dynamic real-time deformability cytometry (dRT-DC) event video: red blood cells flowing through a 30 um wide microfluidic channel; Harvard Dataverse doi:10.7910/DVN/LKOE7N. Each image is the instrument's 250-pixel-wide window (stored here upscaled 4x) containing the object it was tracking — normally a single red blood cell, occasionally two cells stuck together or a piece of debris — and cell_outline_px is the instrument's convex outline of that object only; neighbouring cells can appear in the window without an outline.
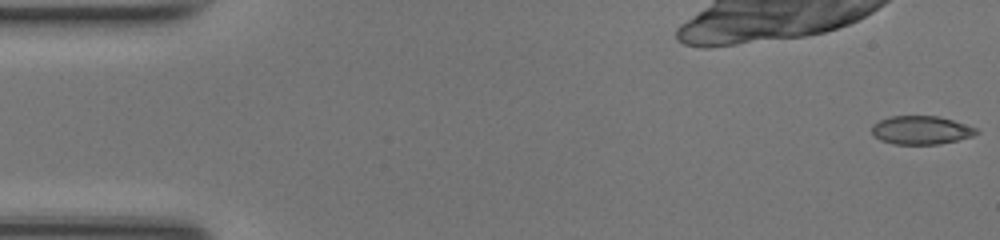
{"species": "common noctule bat (a hibernating species)", "species_latin": "Nyctalus noctula", "temperature_condition": "room temperature", "stored_images_in_passage": 49, "camera_frame_rate_fps": 3000, "um_per_image_px": 0.085, "animal": {"sex": "female", "body_mass_g": 17.0, "forearm_length_mm": 48.0}, "frame": {"image": 1, "passage_image": 1, "time_ms": 0.0, "image_size_px": [1000, 240], "cell_outline_px": [[980, 132], [972, 136], [940, 144], [892, 144], [880, 140], [872, 136], [872, 124], [888, 116], [940, 116], [976, 128]], "centroid_in_image_um": [78.25, 11.06], "position_along_channel_um": 6.8, "area_um2": 17.4}}
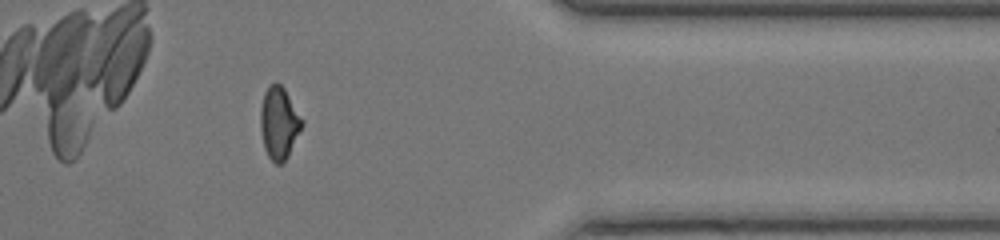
{"frame": {"image": 2, "passage_image": 40, "time_ms": 13.0, "image_size_px": [1000, 240], "cell_outline_px": [[304, 124], [288, 156], [280, 164], [276, 164], [268, 156], [264, 148], [260, 132], [260, 108], [264, 92], [268, 84], [276, 80], [284, 88], [304, 120]], "centroid_in_image_um": [23.71, 10.41], "position_along_channel_um": 387.7, "area_um2": 17.8}}
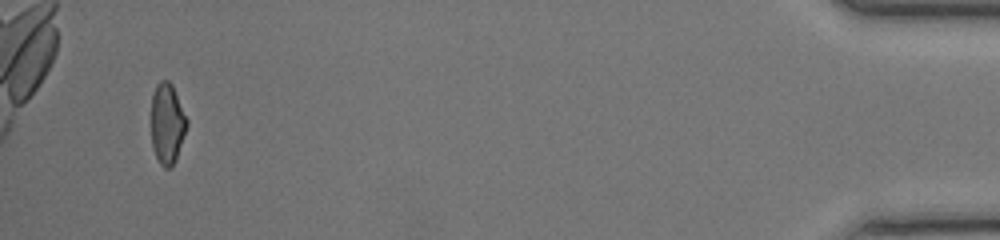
{"frame": {"image": 3, "passage_image": 47, "time_ms": 15.333, "image_size_px": [1000, 240], "cell_outline_px": [[188, 124], [176, 160], [168, 168], [164, 168], [160, 164], [156, 156], [152, 144], [152, 92], [156, 84], [160, 80], [168, 80], [172, 84], [188, 120]], "centroid_in_image_um": [14.22, 10.48], "position_along_channel_um": 421.0, "area_um2": 16.7}}